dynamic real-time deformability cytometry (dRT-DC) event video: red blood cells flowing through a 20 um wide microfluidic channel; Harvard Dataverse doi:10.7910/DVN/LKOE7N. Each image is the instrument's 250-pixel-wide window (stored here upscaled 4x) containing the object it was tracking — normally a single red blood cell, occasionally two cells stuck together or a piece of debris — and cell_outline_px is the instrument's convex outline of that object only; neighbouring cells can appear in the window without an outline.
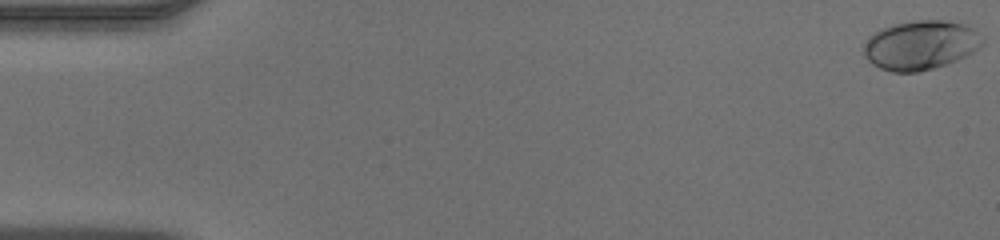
{"species": "human", "species_latin": "Homo sapiens", "temperature_condition": "warm", "stored_images_in_passage": 46, "camera_frame_rate_fps": 3000, "um_per_image_px": 0.085, "donor": {"sex": "male"}, "frame": {"image": 1, "passage_image": 1, "time_ms": 0.0, "image_size_px": [1000, 240], "cell_outline_px": [[984, 44], [980, 48], [956, 60], [932, 68], [916, 72], [892, 72], [880, 68], [872, 64], [864, 56], [864, 44], [868, 36], [872, 32], [892, 24], [916, 20], [944, 20], [964, 24], [972, 28], [984, 36]], "centroid_in_image_um": [78.24, 3.82], "position_along_channel_um": 6.8, "area_um2": 34.22}}
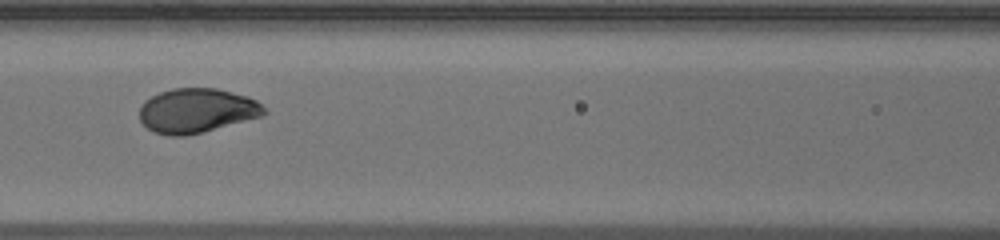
{"frame": {"image": 2, "passage_image": 23, "time_ms": 7.333, "image_size_px": [1000, 240], "cell_outline_px": [[268, 112], [264, 116], [184, 136], [168, 136], [152, 132], [140, 120], [140, 104], [144, 100], [160, 92], [172, 88], [216, 88], [248, 96], [256, 100]], "centroid_in_image_um": [16.71, 9.4], "position_along_channel_um": 149.9, "area_um2": 32.31}}
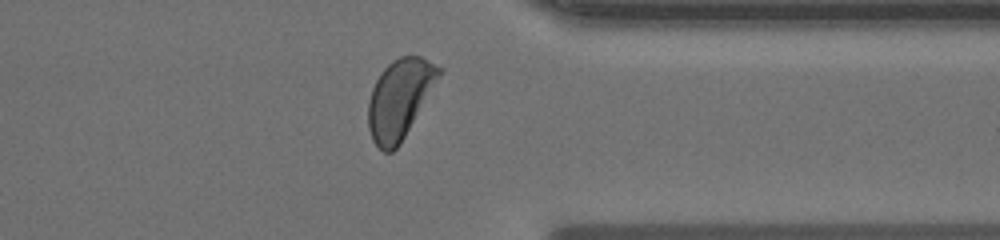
{"frame": {"image": 3, "passage_image": 40, "time_ms": 13.0, "image_size_px": [1000, 240], "cell_outline_px": [[444, 68], [440, 76], [400, 144], [392, 152], [384, 152], [372, 140], [368, 128], [368, 100], [372, 88], [380, 72], [392, 60], [400, 56], [420, 56]], "centroid_in_image_um": [33.96, 8.38], "position_along_channel_um": 377.4, "area_um2": 32.48}}